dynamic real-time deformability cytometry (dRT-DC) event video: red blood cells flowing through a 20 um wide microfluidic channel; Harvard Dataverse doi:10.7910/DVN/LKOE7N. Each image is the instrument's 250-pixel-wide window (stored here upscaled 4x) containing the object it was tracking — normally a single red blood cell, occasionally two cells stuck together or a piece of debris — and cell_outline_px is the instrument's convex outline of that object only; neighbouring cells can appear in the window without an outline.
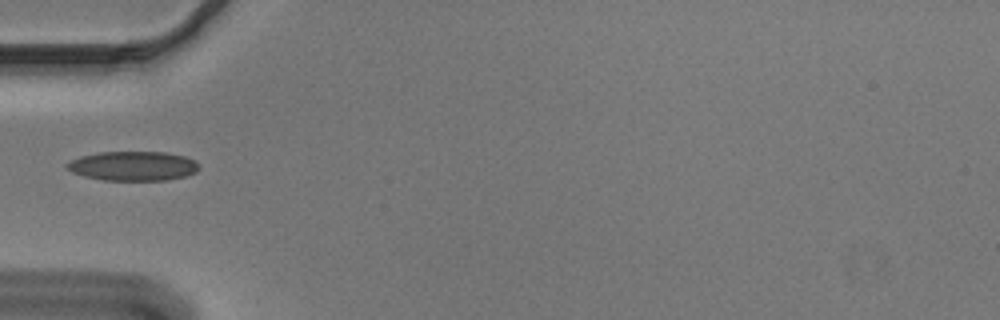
{"species": "Egyptian fruit bat (a non-hibernating species)", "species_latin": "Rousettus aegyptiacus", "temperature_condition": "cold", "stored_images_in_passage": 37, "camera_frame_rate_fps": 3000, "um_per_image_px": 0.085, "animal": {"sex": "male"}, "frame": {"image": 1, "passage_image": 1, "time_ms": 0.0, "image_size_px": [1000, 320], "cell_outline_px": [[200, 168], [196, 172], [188, 176], [168, 180], [104, 180], [84, 176], [72, 172], [64, 164], [80, 156], [100, 152], [164, 152], [184, 156], [196, 160], [200, 164]], "centroid_in_image_um": [11.36, 14.11], "position_along_channel_um": 73.6, "area_um2": 22.77}}
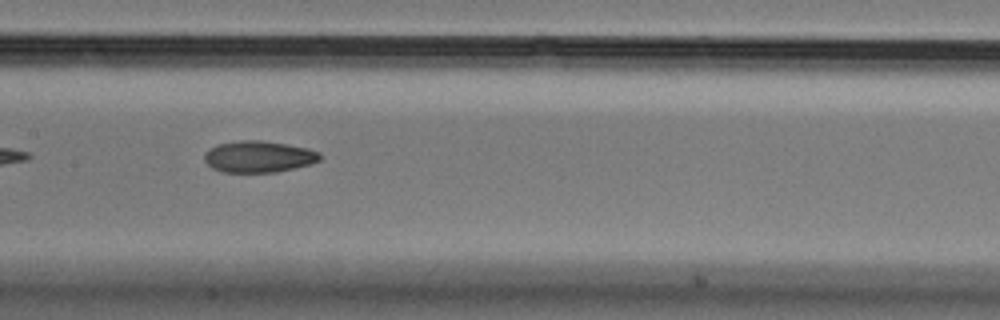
{"frame": {"image": 2, "passage_image": 10, "time_ms": 3.0, "image_size_px": [1000, 320], "cell_outline_px": [[320, 160], [312, 164], [276, 172], [224, 172], [212, 168], [204, 160], [204, 152], [220, 144], [240, 140], [260, 140], [308, 148], [320, 152]], "centroid_in_image_um": [22.0, 13.32], "position_along_channel_um": 185.4, "area_um2": 21.1}}
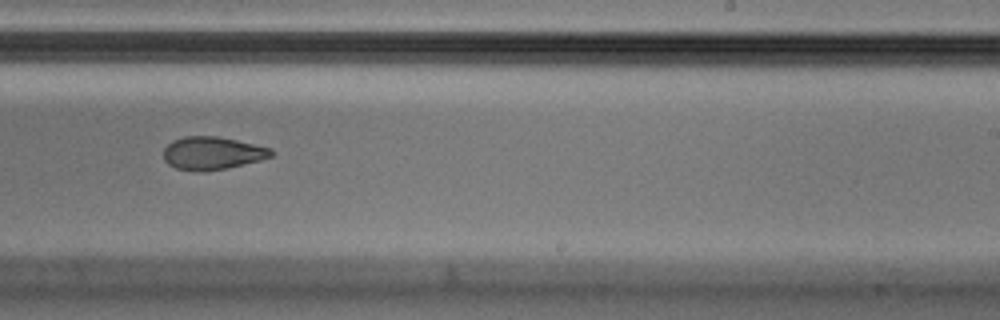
{"frame": {"image": 3, "passage_image": 17, "time_ms": 5.333, "image_size_px": [1000, 320], "cell_outline_px": [[272, 156], [260, 160], [228, 168], [204, 172], [200, 172], [176, 168], [168, 164], [164, 160], [164, 148], [172, 140], [184, 136], [216, 136], [236, 140], [272, 148]], "centroid_in_image_um": [18.02, 13.02], "position_along_channel_um": 271.0, "area_um2": 20.69}}